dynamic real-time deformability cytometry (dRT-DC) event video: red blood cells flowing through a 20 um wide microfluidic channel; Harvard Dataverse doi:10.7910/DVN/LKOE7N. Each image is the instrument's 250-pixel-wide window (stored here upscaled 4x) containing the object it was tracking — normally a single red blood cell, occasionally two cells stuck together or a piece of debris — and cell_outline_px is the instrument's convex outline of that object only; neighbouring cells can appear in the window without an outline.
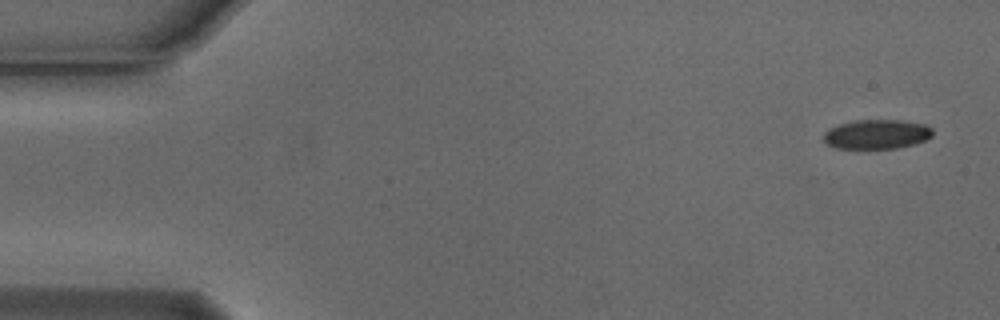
{"species": "Egyptian fruit bat (a non-hibernating species)", "species_latin": "Rousettus aegyptiacus", "temperature_condition": "cold", "stored_images_in_passage": 4, "camera_frame_rate_fps": 3000, "um_per_image_px": 0.085, "animal": {"sex": "male"}, "frame": {"image": 1, "passage_image": 1, "time_ms": 0.0, "image_size_px": [1000, 320], "cell_outline_px": [[932, 136], [916, 144], [896, 148], [836, 148], [828, 144], [824, 140], [824, 132], [828, 128], [840, 124], [856, 120], [900, 120], [924, 124], [932, 128]], "centroid_in_image_um": [74.52, 11.41], "position_along_channel_um": 10.5, "area_um2": 18.61}}
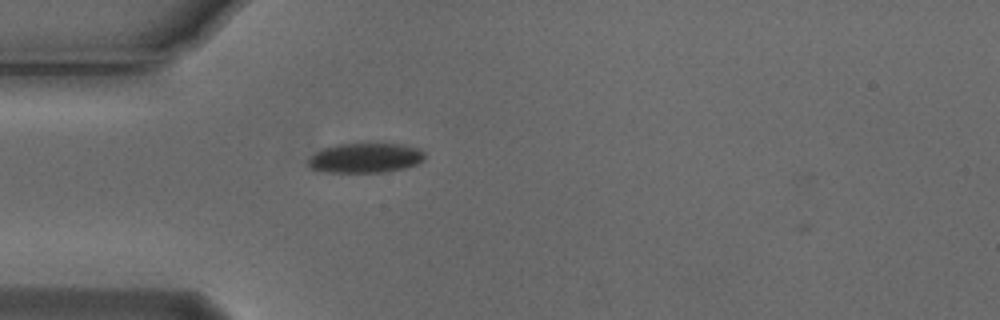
{"frame": {"image": 2, "passage_image": 4, "time_ms": 1.0, "image_size_px": [1000, 320], "cell_outline_px": [[424, 160], [416, 164], [404, 168], [388, 172], [324, 172], [312, 168], [308, 164], [308, 160], [316, 152], [324, 148], [336, 144], [400, 144], [420, 148], [424, 152]], "centroid_in_image_um": [31.08, 13.43], "position_along_channel_um": 53.9, "area_um2": 20.11}}